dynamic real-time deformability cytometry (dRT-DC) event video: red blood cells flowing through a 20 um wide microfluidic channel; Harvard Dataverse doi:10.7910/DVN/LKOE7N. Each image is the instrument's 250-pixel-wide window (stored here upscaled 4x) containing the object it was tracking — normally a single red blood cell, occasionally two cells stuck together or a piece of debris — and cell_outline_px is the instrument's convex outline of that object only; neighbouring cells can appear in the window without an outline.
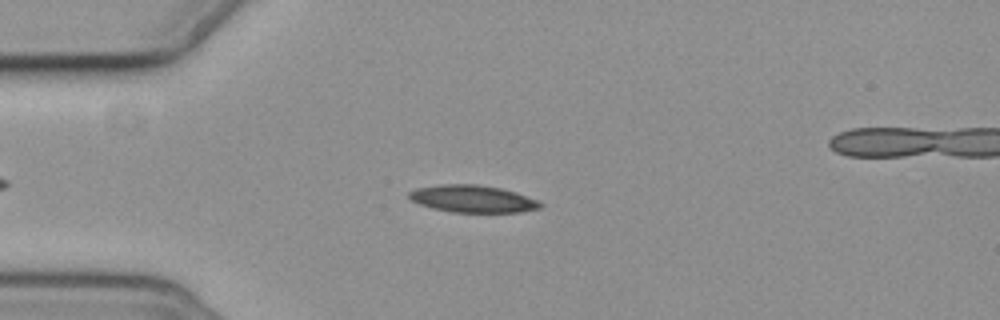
{"species": "common noctule bat (a hibernating species)", "species_latin": "Nyctalus noctula", "temperature_condition": "cold", "stored_images_in_passage": 4, "camera_frame_rate_fps": 3000, "um_per_image_px": 0.085, "animal": {"sex": "female", "body_mass_g": 19.3, "forearm_length_mm": 54.1}, "frame": {"image": 1, "passage_image": 2, "time_ms": 1.333, "image_size_px": [1000, 320], "cell_outline_px": [[544, 204], [540, 208], [520, 212], [452, 212], [432, 208], [420, 204], [412, 200], [408, 196], [408, 192], [416, 188], [440, 184], [476, 184], [500, 188], [516, 192], [536, 200]], "centroid_in_image_um": [40.16, 16.9], "position_along_channel_um": 44.8, "area_um2": 20.75}}
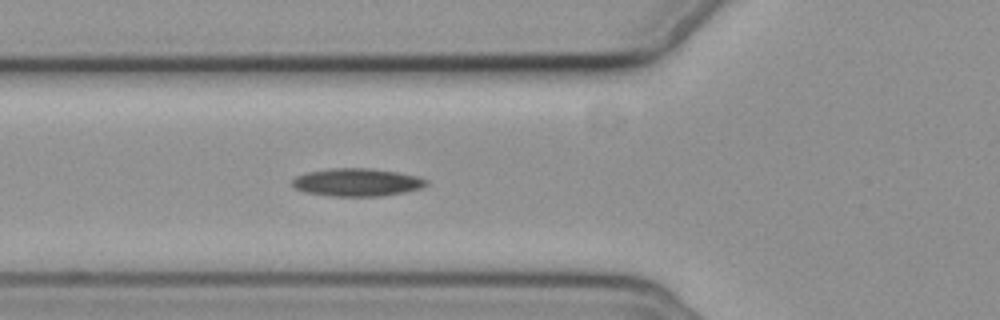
{"frame": {"image": 2, "passage_image": 4, "time_ms": 3.333, "image_size_px": [1000, 320], "cell_outline_px": [[428, 184], [420, 188], [404, 192], [380, 196], [332, 196], [304, 192], [296, 188], [292, 184], [292, 180], [296, 176], [308, 172], [332, 168], [368, 168], [396, 172], [416, 176], [428, 180]], "centroid_in_image_um": [30.33, 15.5], "position_along_channel_um": 95.5, "area_um2": 21.56}}